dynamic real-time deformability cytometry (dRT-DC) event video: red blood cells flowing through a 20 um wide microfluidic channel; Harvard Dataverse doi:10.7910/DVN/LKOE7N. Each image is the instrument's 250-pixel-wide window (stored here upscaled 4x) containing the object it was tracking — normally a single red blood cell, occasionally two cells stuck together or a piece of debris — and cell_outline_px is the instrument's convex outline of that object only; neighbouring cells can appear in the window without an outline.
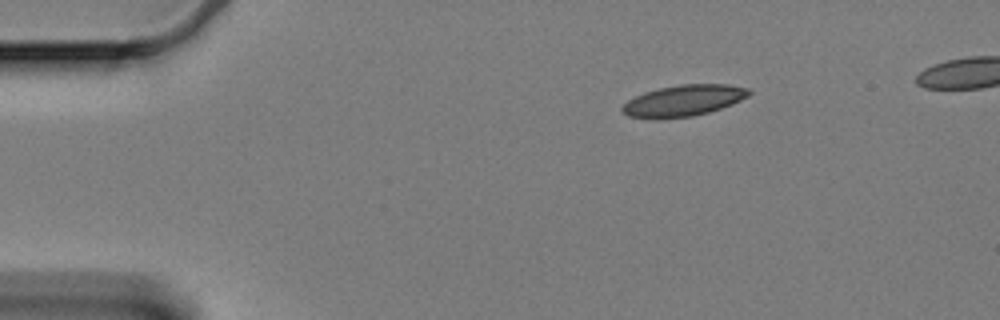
{"species": "Egyptian fruit bat (a non-hibernating species)", "species_latin": "Rousettus aegyptiacus", "temperature_condition": "cold", "stored_images_in_passage": 50, "camera_frame_rate_fps": 3000, "um_per_image_px": 0.085, "animal": {"sex": "female"}, "frame": {"image": 1, "passage_image": 1, "time_ms": 0.0, "image_size_px": [1000, 320], "cell_outline_px": [[752, 92], [748, 96], [732, 104], [708, 112], [692, 116], [656, 120], [652, 120], [628, 116], [620, 108], [628, 100], [644, 92], [660, 88], [680, 84], [728, 84], [748, 88]], "centroid_in_image_um": [58.08, 8.56], "position_along_channel_um": 26.9, "area_um2": 23.18}}
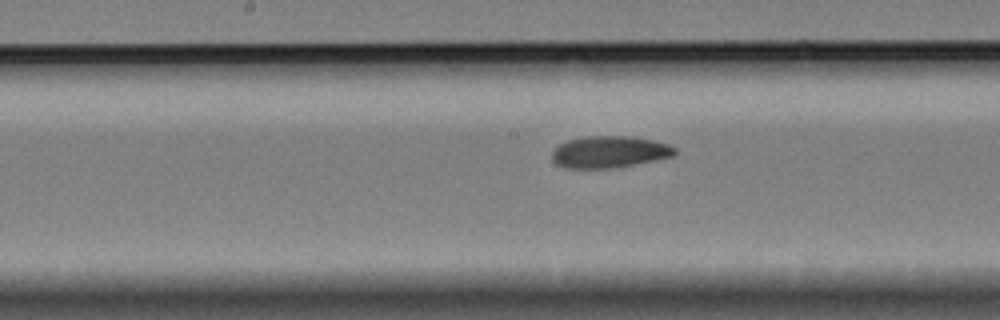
{"frame": {"image": 2, "passage_image": 22, "time_ms": 7.0, "image_size_px": [1000, 320], "cell_outline_px": [[676, 152], [672, 156], [656, 160], [612, 168], [564, 168], [556, 164], [552, 160], [552, 152], [560, 144], [568, 140], [588, 136], [632, 136], [652, 140], [668, 144], [676, 148]], "centroid_in_image_um": [51.79, 12.91], "position_along_channel_um": 196.4, "area_um2": 22.66}}
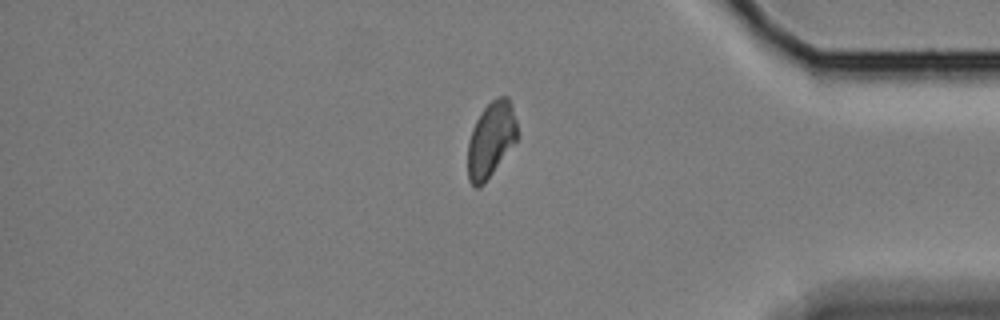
{"frame": {"image": 3, "passage_image": 42, "time_ms": 13.667, "image_size_px": [1000, 320], "cell_outline_px": [[516, 140], [484, 184], [480, 188], [476, 188], [468, 180], [468, 140], [472, 128], [480, 112], [492, 100], [500, 96], [508, 96], [512, 104], [516, 120]], "centroid_in_image_um": [41.7, 11.86], "position_along_channel_um": 393.5, "area_um2": 21.56}, "authors_computed_cell_mechanics": {"area_um2": 22.831, "velocity_mm_per_s": 3.3058, "shape_relaxation_time_tau1_ms": null, "shape_relaxation_time_tau2_ms": 5.3879, "deformation_change_tau1": null, "deformation_change_tau2": 0.1197}}